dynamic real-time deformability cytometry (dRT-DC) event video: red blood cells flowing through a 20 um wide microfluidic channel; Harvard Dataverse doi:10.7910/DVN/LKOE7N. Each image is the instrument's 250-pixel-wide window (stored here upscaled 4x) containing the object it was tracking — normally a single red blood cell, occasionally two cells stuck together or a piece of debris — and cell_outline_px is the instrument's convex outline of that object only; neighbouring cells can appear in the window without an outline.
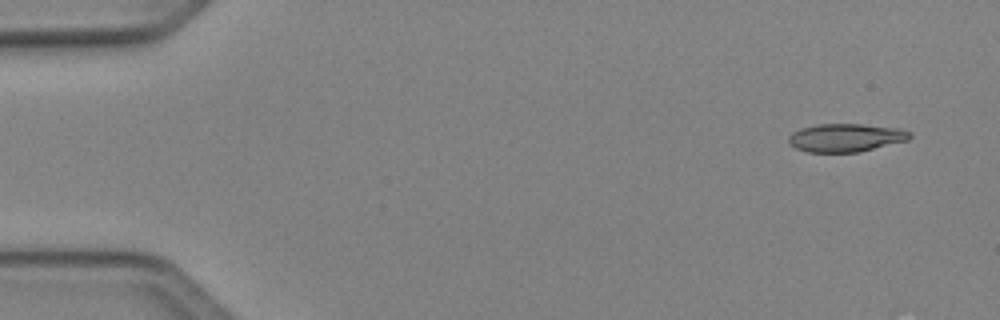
{"species": "Egyptian fruit bat (a non-hibernating species)", "species_latin": "Rousettus aegyptiacus", "temperature_condition": "cold", "stored_images_in_passage": 26, "camera_frame_rate_fps": 3000, "um_per_image_px": 0.085, "animal": {"sex": "female"}, "frame": {"image": 1, "passage_image": 1, "time_ms": 0.0, "image_size_px": [1000, 320], "cell_outline_px": [[912, 136], [908, 140], [860, 152], [808, 152], [796, 148], [788, 144], [788, 136], [792, 132], [800, 128], [816, 124], [864, 124], [896, 128], [912, 132]], "centroid_in_image_um": [71.87, 11.7], "position_along_channel_um": 13.1, "area_um2": 20.06}}
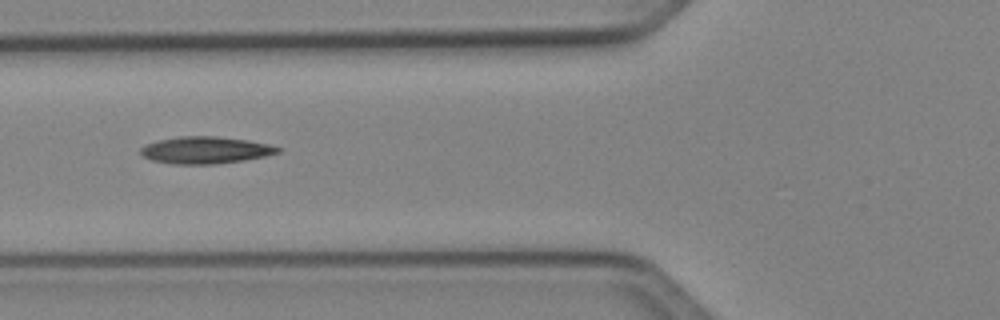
{"frame": {"image": 2, "passage_image": 17, "time_ms": 5.333, "image_size_px": [1000, 320], "cell_outline_px": [[280, 152], [264, 156], [244, 160], [212, 164], [172, 164], [152, 160], [144, 156], [140, 152], [140, 148], [148, 144], [160, 140], [180, 136], [216, 136], [248, 140], [268, 144], [280, 148]], "centroid_in_image_um": [17.46, 12.76], "position_along_channel_um": 108.3, "area_um2": 21.33}}
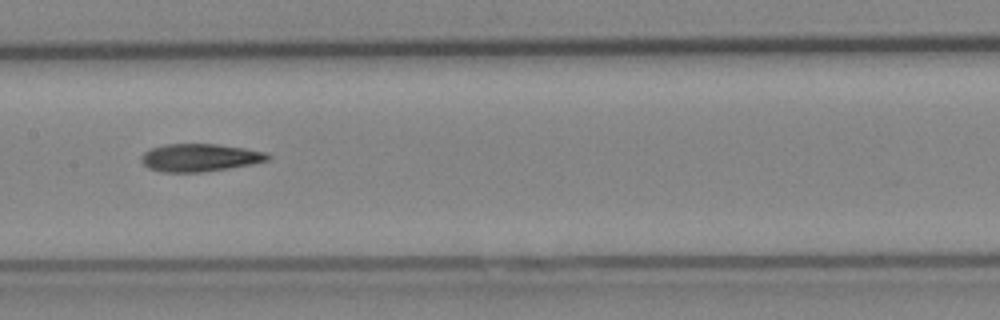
{"frame": {"image": 3, "passage_image": 23, "time_ms": 7.333, "image_size_px": [1000, 320], "cell_outline_px": [[272, 156], [268, 160], [252, 164], [228, 168], [200, 172], [164, 172], [148, 168], [140, 160], [140, 156], [144, 152], [152, 148], [164, 144], [216, 144], [244, 148], [268, 152]], "centroid_in_image_um": [16.99, 13.39], "position_along_channel_um": 190.4, "area_um2": 20.46}}